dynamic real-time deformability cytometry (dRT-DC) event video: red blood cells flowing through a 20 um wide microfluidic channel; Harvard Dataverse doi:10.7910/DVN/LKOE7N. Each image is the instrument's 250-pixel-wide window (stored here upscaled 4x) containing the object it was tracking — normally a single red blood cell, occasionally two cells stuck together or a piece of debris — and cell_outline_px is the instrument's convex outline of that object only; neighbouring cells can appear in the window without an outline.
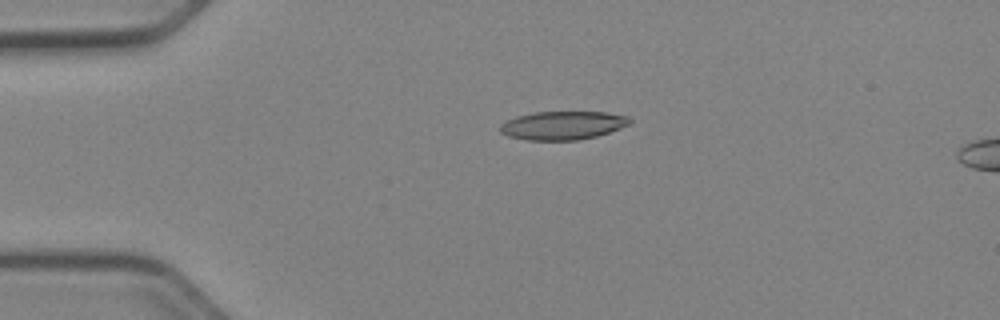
{"species": "Egyptian fruit bat (a non-hibernating species)", "species_latin": "Rousettus aegyptiacus", "temperature_condition": "cold", "stored_images_in_passage": 17, "camera_frame_rate_fps": 3000, "um_per_image_px": 0.085, "animal": {"sex": "female"}, "frame": {"image": 1, "passage_image": 12, "time_ms": 3.667, "image_size_px": [1000, 320], "cell_outline_px": [[632, 120], [628, 124], [620, 128], [596, 136], [576, 140], [528, 140], [508, 136], [500, 132], [500, 124], [516, 116], [532, 112], [604, 112], [628, 116]], "centroid_in_image_um": [47.81, 10.65], "position_along_channel_um": 37.2, "area_um2": 21.39}}